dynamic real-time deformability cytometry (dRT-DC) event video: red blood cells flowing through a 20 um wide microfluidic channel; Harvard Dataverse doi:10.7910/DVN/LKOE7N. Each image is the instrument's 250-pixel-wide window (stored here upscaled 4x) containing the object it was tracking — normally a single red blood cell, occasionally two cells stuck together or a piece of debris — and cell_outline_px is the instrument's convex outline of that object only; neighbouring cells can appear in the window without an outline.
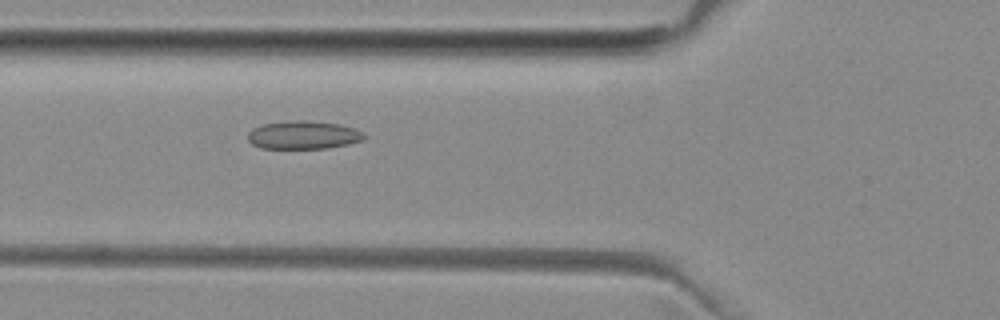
{"species": "common noctule bat (a hibernating species)", "species_latin": "Nyctalus noctula", "temperature_condition": "room temperature", "stored_images_in_passage": 52, "camera_frame_rate_fps": 3000, "um_per_image_px": 0.085, "animal": {"sex": "female", "body_mass_g": 29.2, "forearm_length_mm": 56.3}, "frame": {"image": 1, "passage_image": 19, "time_ms": 6.0, "image_size_px": [1000, 320], "cell_outline_px": [[364, 136], [360, 140], [348, 144], [328, 148], [260, 148], [252, 144], [248, 140], [248, 132], [252, 128], [264, 124], [288, 120], [308, 120], [340, 124], [364, 132]], "centroid_in_image_um": [25.74, 11.46], "position_along_channel_um": 100.1, "area_um2": 19.07}}
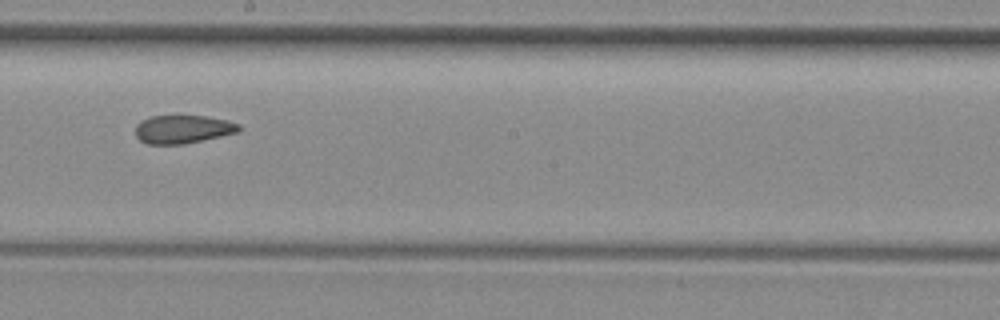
{"frame": {"image": 2, "passage_image": 29, "time_ms": 9.333, "image_size_px": [1000, 320], "cell_outline_px": [[240, 132], [184, 144], [148, 144], [140, 140], [136, 136], [136, 124], [140, 120], [148, 116], [204, 116], [228, 120], [240, 124]], "centroid_in_image_um": [15.54, 10.98], "position_along_channel_um": 232.7, "area_um2": 17.17}}
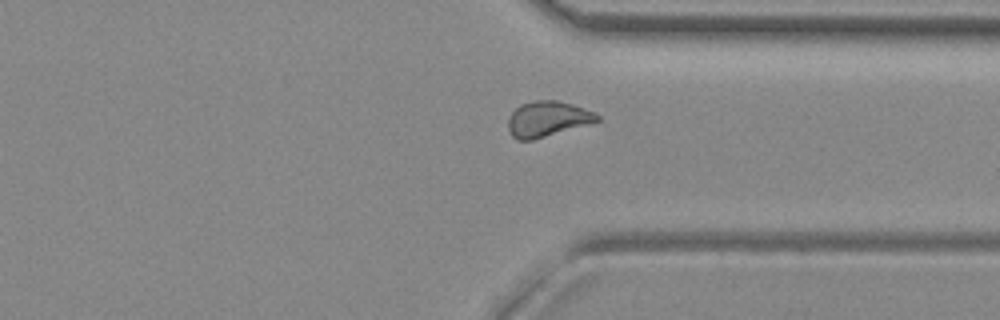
{"frame": {"image": 3, "passage_image": 39, "time_ms": 12.667, "image_size_px": [1000, 320], "cell_outline_px": [[600, 120], [588, 124], [532, 140], [516, 140], [508, 132], [508, 120], [512, 112], [520, 104], [536, 100], [556, 100], [572, 104], [584, 108], [600, 116]], "centroid_in_image_um": [46.5, 10.11], "position_along_channel_um": 364.9, "area_um2": 18.26}, "authors_computed_cell_mechanics": {"area_um2": 18.7272, "velocity_mm_per_s": 3.9739, "shape_relaxation_time_tau1_ms": null, "shape_relaxation_time_tau2_ms": 1.9932, "deformation_change_tau1": null, "deformation_change_tau2": 0.0905}}